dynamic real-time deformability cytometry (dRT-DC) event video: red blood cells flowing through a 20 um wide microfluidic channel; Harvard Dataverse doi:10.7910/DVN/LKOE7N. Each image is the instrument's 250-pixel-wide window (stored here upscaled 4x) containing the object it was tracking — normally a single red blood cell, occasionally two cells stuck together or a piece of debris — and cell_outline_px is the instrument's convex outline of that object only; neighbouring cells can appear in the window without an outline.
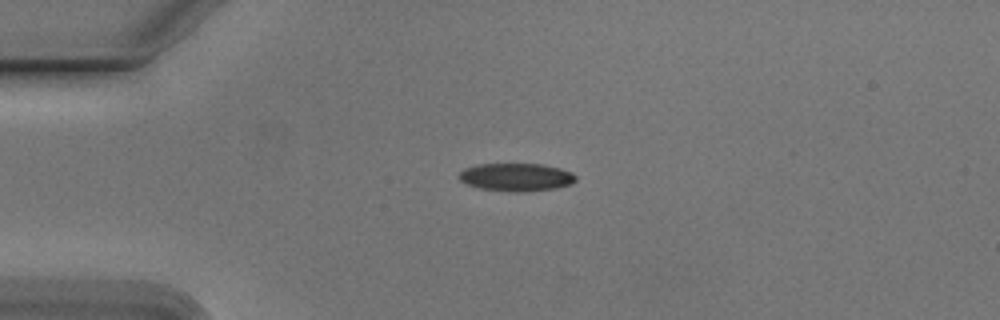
{"species": "Egyptian fruit bat (a non-hibernating species)", "species_latin": "Rousettus aegyptiacus", "temperature_condition": "cold", "stored_images_in_passage": 42, "camera_frame_rate_fps": 3000, "um_per_image_px": 0.085, "animal": {"sex": "male"}, "frame": {"image": 1, "passage_image": 1, "time_ms": 0.0, "image_size_px": [1000, 320], "cell_outline_px": [[576, 180], [572, 184], [556, 188], [528, 192], [512, 192], [480, 188], [468, 184], [460, 180], [460, 172], [464, 168], [476, 164], [544, 164], [560, 168], [572, 172], [576, 176]], "centroid_in_image_um": [43.92, 15.06], "position_along_channel_um": 41.1, "area_um2": 19.13}}
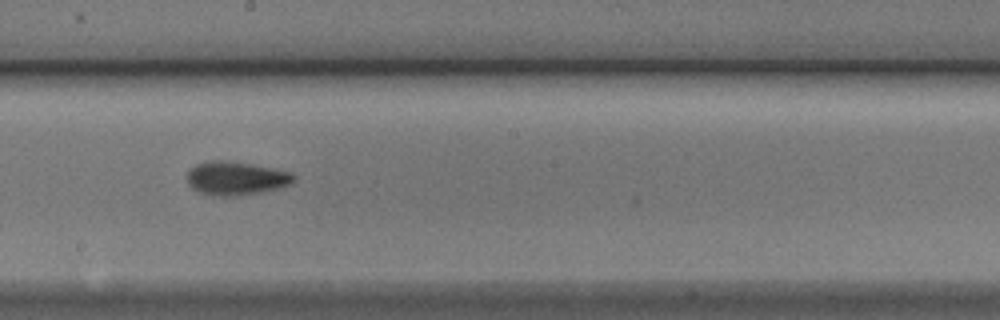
{"frame": {"image": 2, "passage_image": 18, "time_ms": 5.667, "image_size_px": [1000, 320], "cell_outline_px": [[296, 176], [292, 184], [260, 192], [236, 196], [212, 196], [200, 192], [192, 188], [188, 184], [188, 172], [196, 164], [212, 160], [220, 160], [248, 164], [272, 168], [292, 172]], "centroid_in_image_um": [20.06, 15.16], "position_along_channel_um": 228.1, "area_um2": 20.63}}
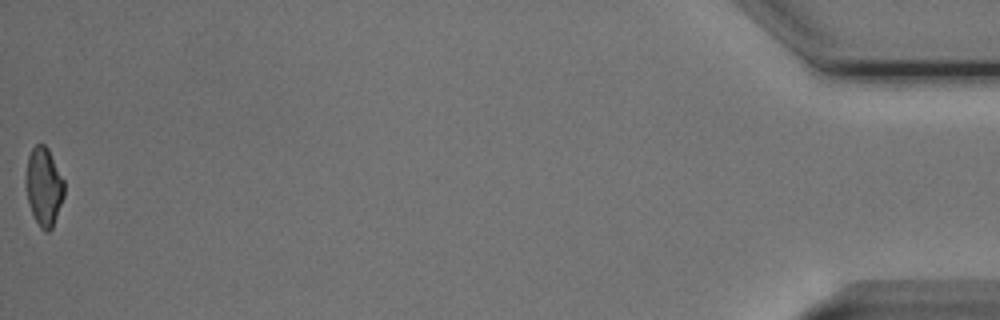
{"frame": {"image": 3, "passage_image": 42, "time_ms": 13.667, "image_size_px": [1000, 320], "cell_outline_px": [[64, 196], [52, 228], [48, 232], [44, 232], [40, 228], [32, 212], [28, 200], [24, 184], [24, 176], [28, 156], [32, 148], [36, 144], [44, 144], [48, 148], [64, 180]], "centroid_in_image_um": [3.71, 15.84], "position_along_channel_um": 431.5, "area_um2": 17.69}, "authors_computed_cell_mechanics": {"area_um2": 19.2474, "velocity_mm_per_s": 3.795, "shape_relaxation_time_tau1_ms": 3.8225, "shape_relaxation_time_tau2_ms": 3.4633, "deformation_change_tau1": 0.1291, "deformation_change_tau2": 0.0938}}